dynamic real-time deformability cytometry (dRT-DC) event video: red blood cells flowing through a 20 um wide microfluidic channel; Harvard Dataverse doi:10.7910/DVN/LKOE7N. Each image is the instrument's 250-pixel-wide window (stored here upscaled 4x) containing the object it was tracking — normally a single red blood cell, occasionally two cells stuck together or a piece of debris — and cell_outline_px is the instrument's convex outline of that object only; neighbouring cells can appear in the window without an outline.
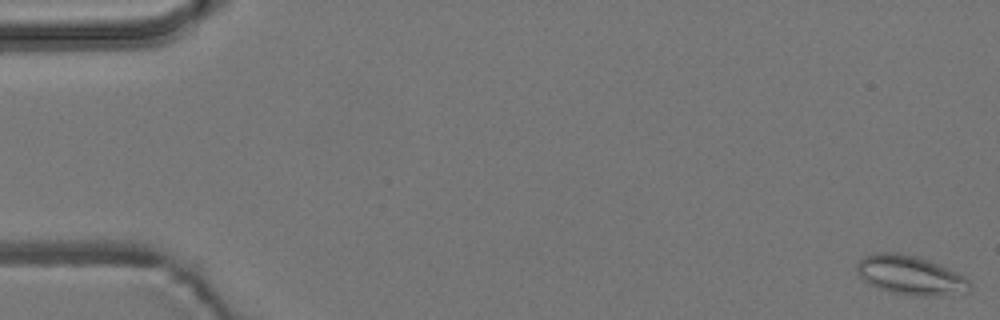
{"species": "common noctule bat (a hibernating species)", "species_latin": "Nyctalus noctula", "temperature_condition": "room temperature", "stored_images_in_passage": 5, "camera_frame_rate_fps": 3000, "um_per_image_px": 0.085, "animal": {"sex": "male", "body_mass_g": 19.2, "forearm_length_mm": 51.8}, "frame": {"image": 1, "passage_image": 5, "time_ms": 4.667, "image_size_px": [1000, 320], "cell_outline_px": [[972, 288], [968, 292], [940, 296], [912, 296], [892, 292], [868, 284], [856, 272], [856, 264], [864, 256], [876, 252], [900, 252], [916, 256], [928, 260], [964, 276], [972, 284]], "centroid_in_image_um": [77.38, 23.4], "position_along_channel_um": 7.6, "area_um2": 25.89}}